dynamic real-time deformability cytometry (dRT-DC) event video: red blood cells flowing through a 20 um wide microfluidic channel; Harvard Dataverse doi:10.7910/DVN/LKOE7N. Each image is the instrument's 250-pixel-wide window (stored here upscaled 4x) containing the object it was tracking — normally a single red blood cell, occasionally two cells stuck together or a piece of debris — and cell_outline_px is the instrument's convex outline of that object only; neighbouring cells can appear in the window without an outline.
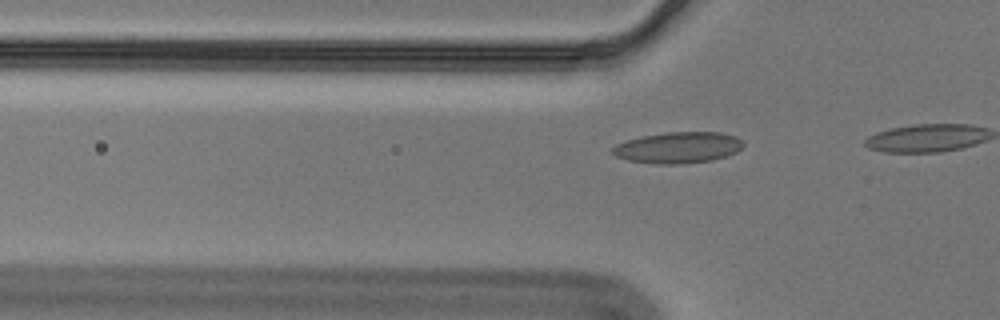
{"species": "Egyptian fruit bat (a non-hibernating species)", "species_latin": "Rousettus aegyptiacus", "temperature_condition": "cold", "stored_images_in_passage": 7, "camera_frame_rate_fps": 3000, "um_per_image_px": 0.085, "animal": {"sex": "male"}, "frame": {"image": 1, "passage_image": 4, "time_ms": 1.0, "image_size_px": [1000, 320], "cell_outline_px": [[744, 144], [736, 152], [712, 160], [676, 164], [656, 164], [628, 160], [616, 156], [612, 152], [612, 148], [616, 144], [640, 136], [668, 132], [720, 132], [736, 136], [744, 140]], "centroid_in_image_um": [57.65, 12.53], "position_along_channel_um": 68.2, "area_um2": 23.7}}